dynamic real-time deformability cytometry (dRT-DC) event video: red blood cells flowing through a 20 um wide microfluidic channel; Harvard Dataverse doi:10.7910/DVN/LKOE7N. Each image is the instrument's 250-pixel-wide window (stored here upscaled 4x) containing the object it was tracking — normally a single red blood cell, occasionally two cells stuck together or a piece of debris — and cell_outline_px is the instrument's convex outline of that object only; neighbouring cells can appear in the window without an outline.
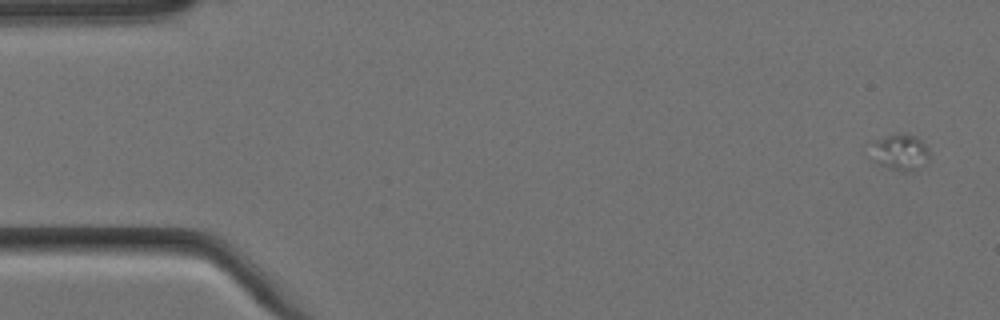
{"species": "Egyptian fruit bat (a non-hibernating species)", "species_latin": "Rousettus aegyptiacus", "temperature_condition": "cold", "stored_images_in_passage": 5, "camera_frame_rate_fps": 3000, "um_per_image_px": 0.085, "animal": {"sex": "female"}, "frame": {"image": 1, "passage_image": 1, "time_ms": 0.0, "image_size_px": [1000, 320], "cell_outline_px": [[928, 164], [912, 172], [900, 172], [876, 164], [872, 140], [900, 132], [916, 136], [928, 148]], "centroid_in_image_um": [76.56, 12.96], "position_along_channel_um": 8.4, "area_um2": 12.54}}